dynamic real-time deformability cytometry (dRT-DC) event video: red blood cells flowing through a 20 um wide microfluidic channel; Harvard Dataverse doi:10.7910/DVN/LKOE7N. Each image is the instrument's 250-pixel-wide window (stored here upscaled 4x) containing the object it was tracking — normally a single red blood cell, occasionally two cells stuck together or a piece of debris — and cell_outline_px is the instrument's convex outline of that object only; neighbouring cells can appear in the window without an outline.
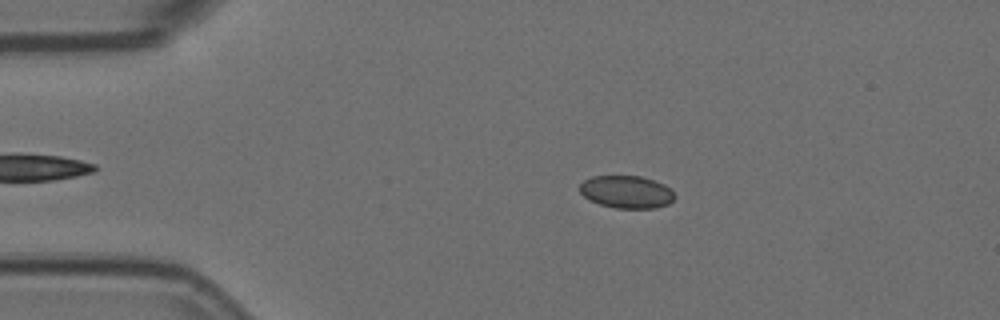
{"species": "Egyptian fruit bat (a non-hibernating species)", "species_latin": "Rousettus aegyptiacus", "temperature_condition": "room temperature", "stored_images_in_passage": 4, "camera_frame_rate_fps": 3000, "um_per_image_px": 0.085, "animal": {"sex": "female"}, "frame": {"image": 1, "passage_image": 3, "time_ms": 0.667, "image_size_px": [1000, 320], "cell_outline_px": [[676, 196], [668, 204], [656, 208], [616, 208], [600, 204], [588, 200], [580, 192], [580, 184], [584, 180], [592, 176], [640, 176], [664, 184]], "centroid_in_image_um": [53.23, 16.31], "position_along_channel_um": 31.8, "area_um2": 17.92}}